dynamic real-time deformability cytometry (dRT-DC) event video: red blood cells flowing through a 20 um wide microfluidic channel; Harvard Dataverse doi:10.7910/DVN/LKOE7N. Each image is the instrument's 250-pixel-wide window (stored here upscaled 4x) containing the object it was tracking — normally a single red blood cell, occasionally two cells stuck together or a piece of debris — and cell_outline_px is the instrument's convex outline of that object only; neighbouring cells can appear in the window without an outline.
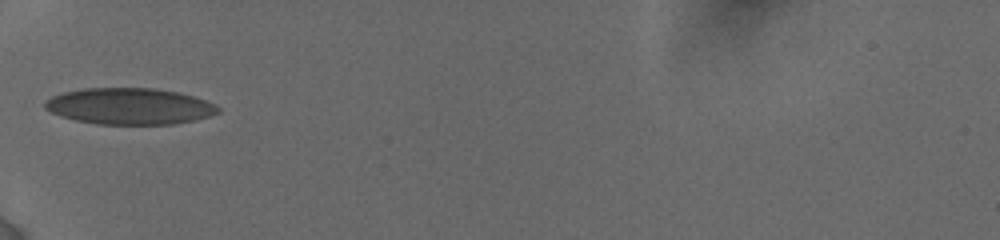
{"species": "human", "species_latin": "Homo sapiens", "temperature_condition": "cold", "stored_images_in_passage": 6, "camera_frame_rate_fps": 3000, "um_per_image_px": 0.085, "donor": {"sex": "female"}, "frame": {"image": 1, "passage_image": 6, "time_ms": 5.333, "image_size_px": [1000, 240], "cell_outline_px": [[220, 112], [196, 120], [172, 124], [96, 124], [76, 120], [60, 116], [44, 108], [44, 100], [52, 96], [64, 92], [84, 88], [152, 88], [176, 92], [192, 96], [216, 104], [220, 108]], "centroid_in_image_um": [10.99, 9.03], "position_along_channel_um": 74.0, "area_um2": 36.65}}